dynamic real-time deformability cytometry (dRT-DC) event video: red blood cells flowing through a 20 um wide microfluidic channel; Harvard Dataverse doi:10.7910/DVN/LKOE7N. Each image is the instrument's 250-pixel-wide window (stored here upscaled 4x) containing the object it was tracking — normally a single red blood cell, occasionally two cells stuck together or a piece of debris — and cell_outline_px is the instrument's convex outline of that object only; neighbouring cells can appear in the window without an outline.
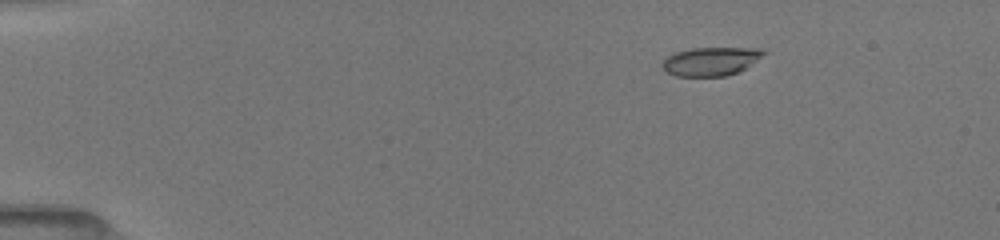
{"species": "common noctule bat (a hibernating species)", "species_latin": "Nyctalus noctula", "temperature_condition": "room temperature", "stored_images_in_passage": 70, "camera_frame_rate_fps": 3000, "um_per_image_px": 0.085, "animal": {"sex": "female", "body_mass_g": 19.5, "forearm_length_mm": 54.1}, "frame": {"image": 1, "passage_image": 1, "time_ms": 0.0, "image_size_px": [1000, 240], "cell_outline_px": [[768, 52], [740, 72], [724, 76], [676, 76], [668, 72], [660, 64], [668, 56], [676, 52], [692, 48], [760, 48]], "centroid_in_image_um": [60.45, 5.21], "position_along_channel_um": 24.6, "area_um2": 16.82}}
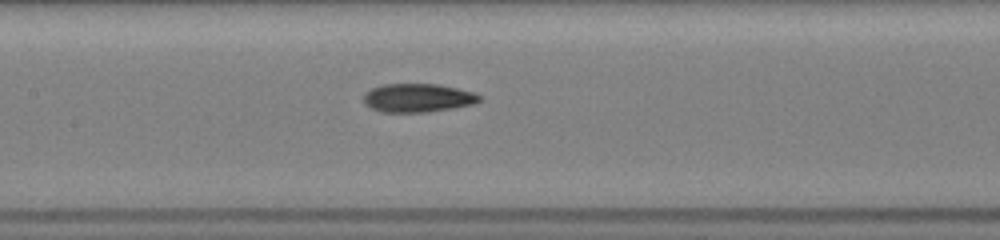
{"frame": {"image": 2, "passage_image": 29, "time_ms": 6.0, "image_size_px": [1000, 240], "cell_outline_px": [[480, 100], [472, 104], [452, 108], [428, 112], [380, 112], [368, 108], [364, 104], [364, 96], [372, 88], [384, 84], [436, 84], [456, 88], [472, 92], [480, 96]], "centroid_in_image_um": [35.46, 8.33], "position_along_channel_um": 171.9, "area_um2": 19.13}}
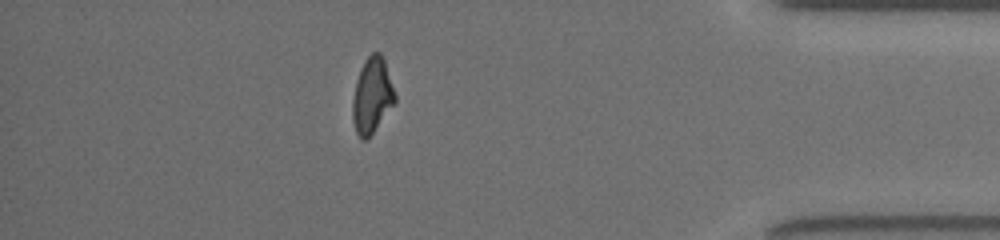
{"frame": {"image": 3, "passage_image": 61, "time_ms": 12.667, "image_size_px": [1000, 240], "cell_outline_px": [[396, 100], [372, 132], [364, 140], [360, 140], [356, 132], [352, 120], [352, 100], [360, 68], [364, 60], [372, 52], [380, 52], [384, 60], [396, 96]], "centroid_in_image_um": [31.6, 8.1], "position_along_channel_um": 403.6, "area_um2": 18.26}, "authors_computed_cell_mechanics": {"area_um2": 19.0162, "velocity_mm_per_s": 3.9932, "shape_relaxation_time_tau1_ms": 5.7264, "shape_relaxation_time_tau2_ms": 2.2351, "deformation_change_tau1": 0.1897, "deformation_change_tau2": 0.1002}}